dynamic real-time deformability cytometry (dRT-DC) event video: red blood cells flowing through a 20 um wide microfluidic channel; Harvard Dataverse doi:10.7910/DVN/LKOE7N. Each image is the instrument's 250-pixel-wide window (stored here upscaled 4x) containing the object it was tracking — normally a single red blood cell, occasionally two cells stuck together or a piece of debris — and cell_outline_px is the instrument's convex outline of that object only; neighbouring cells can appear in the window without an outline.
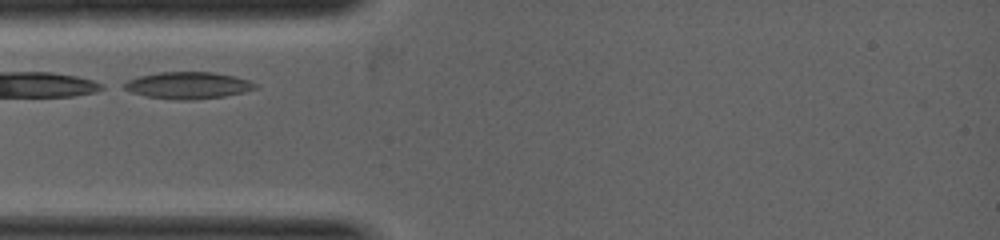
{"species": "common noctule bat (a hibernating species)", "species_latin": "Nyctalus noctula", "temperature_condition": "warm", "stored_images_in_passage": 19, "camera_frame_rate_fps": 5000, "um_per_image_px": 0.085, "animal": {"sex": "female", "body_mass_g": 19.0, "forearm_length_mm": 53.3}, "frame": {"image": 1, "passage_image": 1, "time_ms": 0.0, "image_size_px": [1000, 240], "cell_outline_px": [[260, 88], [244, 92], [224, 96], [192, 100], [176, 100], [148, 96], [132, 92], [124, 88], [120, 84], [128, 80], [140, 76], [160, 72], [212, 72], [232, 76], [248, 80], [260, 84]], "centroid_in_image_um": [16.02, 7.26], "position_along_channel_um": 69.0, "area_um2": 20.52}}
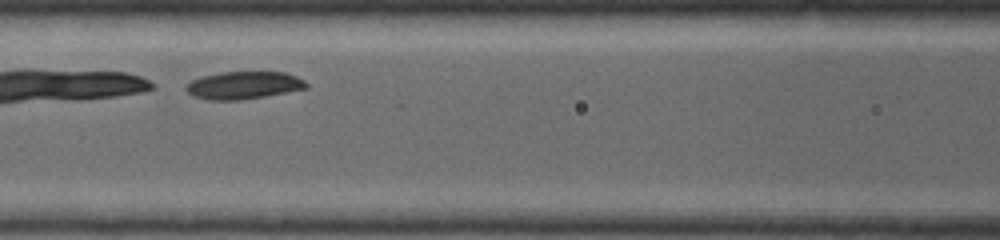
{"frame": {"image": 2, "passage_image": 6, "time_ms": 1.0, "image_size_px": [1000, 240], "cell_outline_px": [[308, 88], [244, 100], [208, 100], [192, 96], [184, 88], [192, 80], [200, 76], [220, 72], [284, 72], [296, 76], [304, 80], [308, 84]], "centroid_in_image_um": [20.69, 7.25], "position_along_channel_um": 145.9, "area_um2": 19.48}}
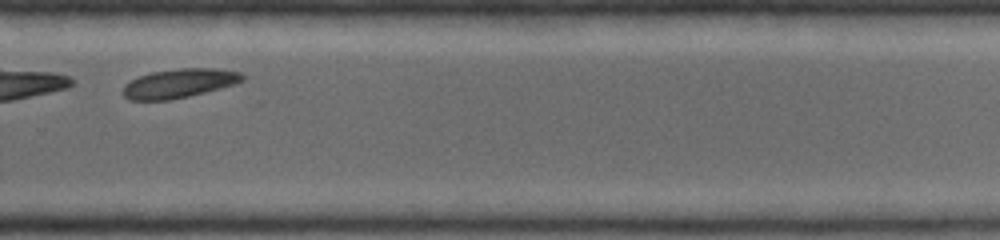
{"frame": {"image": 3, "passage_image": 16, "time_ms": 3.2, "image_size_px": [1000, 240], "cell_outline_px": [[244, 80], [236, 84], [188, 96], [168, 100], [128, 100], [124, 96], [124, 84], [140, 76], [152, 72], [180, 68], [216, 68], [240, 72], [244, 76]], "centroid_in_image_um": [15.25, 7.08], "position_along_channel_um": 314.6, "area_um2": 20.06}}